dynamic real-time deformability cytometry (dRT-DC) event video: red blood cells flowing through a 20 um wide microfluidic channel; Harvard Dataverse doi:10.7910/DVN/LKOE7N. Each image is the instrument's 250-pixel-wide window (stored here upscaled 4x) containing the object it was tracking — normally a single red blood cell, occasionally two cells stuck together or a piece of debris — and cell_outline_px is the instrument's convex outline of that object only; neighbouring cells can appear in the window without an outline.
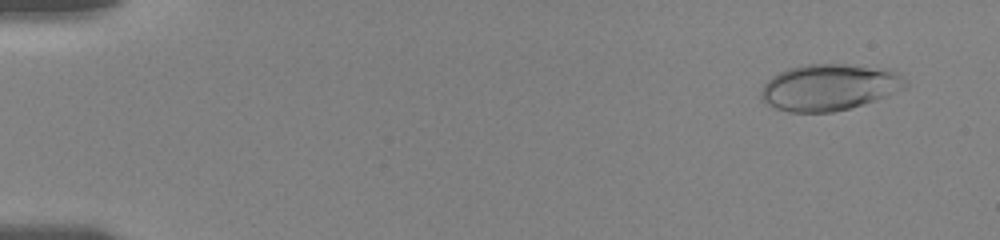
{"species": "human", "species_latin": "Homo sapiens", "temperature_condition": "room temperature", "stored_images_in_passage": 22, "camera_frame_rate_fps": 3000, "um_per_image_px": 0.085, "donor": {"sex": "female"}, "frame": {"image": 1, "passage_image": 3, "time_ms": 1.0, "image_size_px": [1000, 240], "cell_outline_px": [[908, 84], [904, 88], [888, 96], [852, 108], [832, 112], [788, 112], [776, 108], [768, 104], [760, 96], [760, 92], [764, 84], [772, 76], [788, 68], [808, 64], [844, 64], [892, 72], [908, 80]], "centroid_in_image_um": [70.44, 7.44], "position_along_channel_um": 14.6, "area_um2": 38.55}}
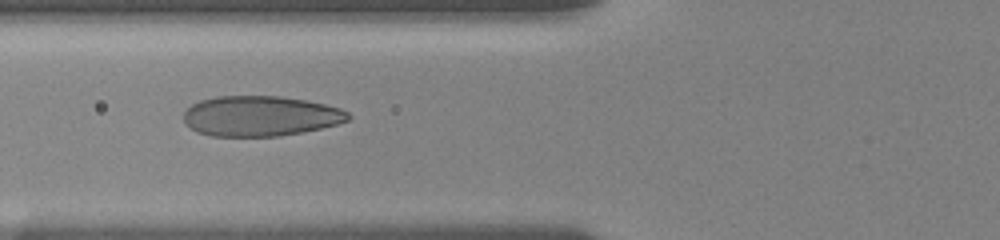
{"frame": {"image": 2, "passage_image": 13, "time_ms": 7.0, "image_size_px": [1000, 240], "cell_outline_px": [[352, 116], [348, 120], [336, 124], [320, 128], [280, 136], [212, 136], [196, 132], [184, 120], [184, 112], [192, 104], [200, 100], [216, 96], [280, 96], [304, 100], [324, 104], [340, 108], [348, 112]], "centroid_in_image_um": [22.12, 9.86], "position_along_channel_um": 103.7, "area_um2": 38.44}}
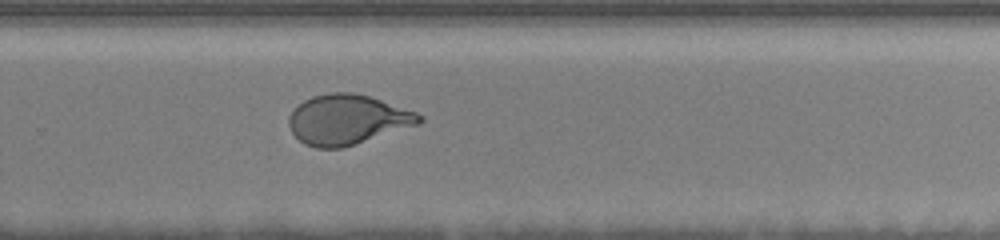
{"frame": {"image": 3, "passage_image": 22, "time_ms": 12.333, "image_size_px": [1000, 240], "cell_outline_px": [[424, 120], [420, 124], [344, 148], [316, 148], [304, 144], [292, 132], [288, 124], [288, 116], [304, 100], [312, 96], [328, 92], [352, 92], [368, 96], [416, 112], [424, 116]], "centroid_in_image_um": [29.54, 10.17], "position_along_channel_um": 300.3, "area_um2": 37.97}}